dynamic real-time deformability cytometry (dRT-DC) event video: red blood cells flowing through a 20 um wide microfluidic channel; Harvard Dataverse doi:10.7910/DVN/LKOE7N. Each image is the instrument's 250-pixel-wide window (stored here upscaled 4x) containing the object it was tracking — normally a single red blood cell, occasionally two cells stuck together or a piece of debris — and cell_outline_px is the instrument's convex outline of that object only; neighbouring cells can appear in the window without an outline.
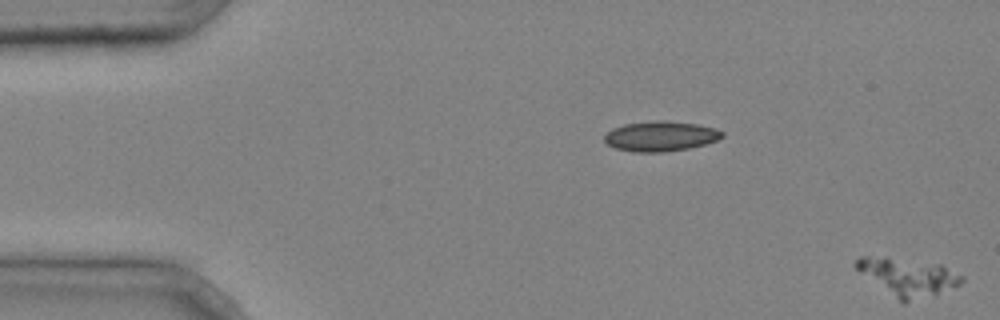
{"species": "common noctule bat (a hibernating species)", "species_latin": "Nyctalus noctula", "temperature_condition": "cold", "stored_images_in_passage": 2, "segment_of_instrument_passage": [2, 2], "camera_frame_rate_fps": 3000, "um_per_image_px": 0.085, "animal": {"sex": "male", "body_mass_g": 20.4}, "frame": {"image": 1, "passage_image": 2, "time_ms": 0.333, "image_size_px": [1000, 320], "cell_outline_px": [[964, 280], [960, 284], [936, 296], [904, 304], [860, 272], [852, 264], [860, 256], [868, 256], [940, 264], [964, 276]], "centroid_in_image_um": [77.22, 23.58], "position_along_channel_um": 7.8, "area_um2": 22.95}}